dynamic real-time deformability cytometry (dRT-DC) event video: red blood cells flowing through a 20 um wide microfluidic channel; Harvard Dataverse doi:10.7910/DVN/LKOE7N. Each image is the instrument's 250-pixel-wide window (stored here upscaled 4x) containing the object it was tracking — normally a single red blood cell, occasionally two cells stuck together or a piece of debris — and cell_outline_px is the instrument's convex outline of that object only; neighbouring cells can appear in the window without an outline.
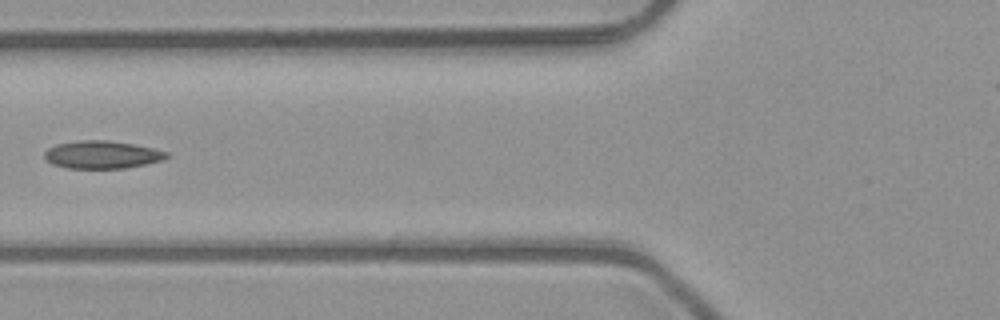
{"species": "common noctule bat (a hibernating species)", "species_latin": "Nyctalus noctula", "temperature_condition": "room temperature", "stored_images_in_passage": 5, "camera_frame_rate_fps": 3000, "um_per_image_px": 0.085, "animal": {"sex": "male", "body_mass_g": 23.1, "forearm_length_mm": 52.7}, "frame": {"image": 1, "passage_image": 5, "time_ms": 1.333, "image_size_px": [1000, 320], "cell_outline_px": [[168, 156], [160, 160], [144, 164], [124, 168], [68, 168], [52, 164], [44, 160], [44, 152], [48, 148], [56, 144], [80, 140], [108, 140], [132, 144], [152, 148], [168, 152]], "centroid_in_image_um": [8.6, 13.14], "position_along_channel_um": 117.2, "area_um2": 19.59}}